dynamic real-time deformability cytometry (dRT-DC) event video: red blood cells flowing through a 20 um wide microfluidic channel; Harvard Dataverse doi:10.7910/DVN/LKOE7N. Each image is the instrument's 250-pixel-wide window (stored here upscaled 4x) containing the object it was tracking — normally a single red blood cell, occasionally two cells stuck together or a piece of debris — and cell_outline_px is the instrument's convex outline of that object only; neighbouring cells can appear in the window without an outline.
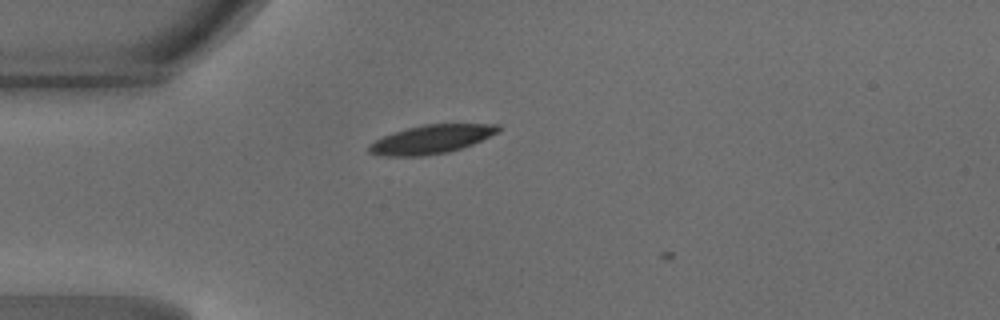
{"species": "common noctule bat (a hibernating species)", "species_latin": "Nyctalus noctula", "temperature_condition": "warm", "stored_images_in_passage": 10, "camera_frame_rate_fps": 3000, "um_per_image_px": 0.085, "animal": {"sex": "male", "body_mass_g": 18.8}, "frame": {"image": 1, "passage_image": 8, "time_ms": 2.333, "image_size_px": [1000, 320], "cell_outline_px": [[500, 132], [472, 144], [448, 152], [420, 156], [384, 156], [368, 152], [368, 144], [392, 132], [424, 124], [500, 124]], "centroid_in_image_um": [36.66, 11.83], "position_along_channel_um": 48.3, "area_um2": 21.5}}